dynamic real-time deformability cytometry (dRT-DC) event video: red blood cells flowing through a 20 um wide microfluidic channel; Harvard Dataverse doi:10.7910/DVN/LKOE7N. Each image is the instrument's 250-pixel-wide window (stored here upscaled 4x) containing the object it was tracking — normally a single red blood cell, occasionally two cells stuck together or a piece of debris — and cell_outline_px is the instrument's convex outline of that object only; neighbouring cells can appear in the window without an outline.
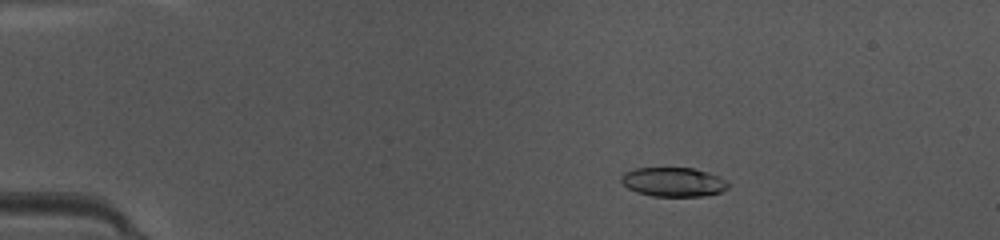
{"species": "common noctule bat (a hibernating species)", "species_latin": "Nyctalus noctula", "temperature_condition": "warm", "stored_images_in_passage": 48, "camera_frame_rate_fps": 3000, "um_per_image_px": 0.085, "animal": {"sex": "female", "body_mass_g": 10.0, "forearm_length_mm": 53.1}, "frame": {"image": 1, "passage_image": 9, "time_ms": 2.667, "image_size_px": [1000, 240], "cell_outline_px": [[728, 188], [720, 192], [708, 196], [652, 196], [636, 192], [628, 188], [620, 180], [620, 176], [624, 172], [636, 168], [696, 168], [708, 172], [728, 180]], "centroid_in_image_um": [57.25, 15.47], "position_along_channel_um": 27.7, "area_um2": 18.38}}
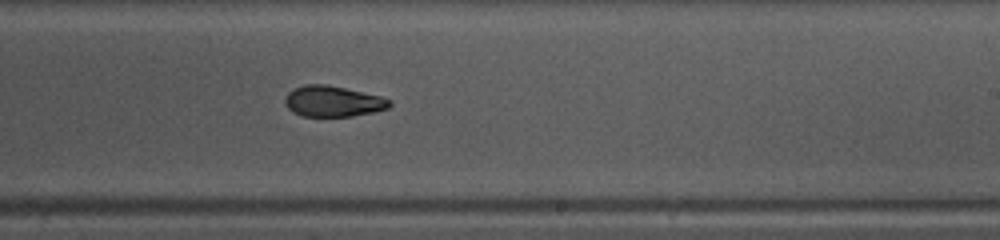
{"frame": {"image": 2, "passage_image": 30, "time_ms": 9.667, "image_size_px": [1000, 240], "cell_outline_px": [[392, 104], [388, 108], [372, 112], [352, 116], [300, 116], [292, 112], [284, 104], [284, 100], [288, 92], [304, 84], [324, 84], [344, 88], [380, 96], [392, 100]], "centroid_in_image_um": [28.28, 8.62], "position_along_channel_um": 260.7, "area_um2": 18.73}}
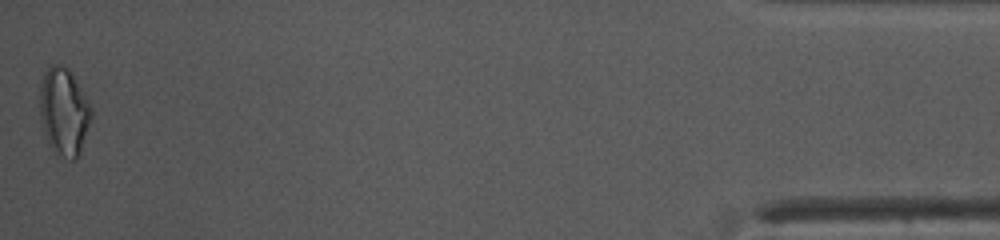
{"frame": {"image": 3, "passage_image": 48, "time_ms": 15.667, "image_size_px": [1000, 240], "cell_outline_px": [[92, 116], [80, 152], [76, 160], [68, 160], [56, 156], [48, 144], [40, 120], [40, 88], [44, 72], [52, 64], [60, 64], [68, 68], [72, 72], [88, 100], [92, 108]], "centroid_in_image_um": [5.43, 9.52], "position_along_channel_um": 429.8, "area_um2": 26.65}, "authors_computed_cell_mechanics": {"area_um2": 19.2474, "velocity_mm_per_s": 4.2184, "shape_relaxation_time_tau1_ms": 3.6795, "shape_relaxation_time_tau2_ms": 2.4313, "deformation_change_tau1": 0.1624, "deformation_change_tau2": 0.0871}}